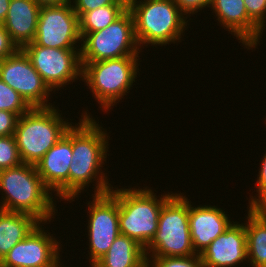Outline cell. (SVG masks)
Instances as JSON below:
<instances>
[{
	"label": "cell",
	"instance_id": "9",
	"mask_svg": "<svg viewBox=\"0 0 266 267\" xmlns=\"http://www.w3.org/2000/svg\"><path fill=\"white\" fill-rule=\"evenodd\" d=\"M21 49L52 91L82 79L80 48H51L31 42Z\"/></svg>",
	"mask_w": 266,
	"mask_h": 267
},
{
	"label": "cell",
	"instance_id": "33",
	"mask_svg": "<svg viewBox=\"0 0 266 267\" xmlns=\"http://www.w3.org/2000/svg\"><path fill=\"white\" fill-rule=\"evenodd\" d=\"M10 1L11 0H0V25L3 24L6 18L9 5H10Z\"/></svg>",
	"mask_w": 266,
	"mask_h": 267
},
{
	"label": "cell",
	"instance_id": "29",
	"mask_svg": "<svg viewBox=\"0 0 266 267\" xmlns=\"http://www.w3.org/2000/svg\"><path fill=\"white\" fill-rule=\"evenodd\" d=\"M180 12L188 18L206 7H211L213 0H173ZM188 14V15H187ZM187 15V16H186Z\"/></svg>",
	"mask_w": 266,
	"mask_h": 267
},
{
	"label": "cell",
	"instance_id": "1",
	"mask_svg": "<svg viewBox=\"0 0 266 267\" xmlns=\"http://www.w3.org/2000/svg\"><path fill=\"white\" fill-rule=\"evenodd\" d=\"M88 114L84 111L78 124L72 126L73 154L69 169V202L74 201L75 197L94 181H97L94 194L108 193L113 187L107 179V173L105 175L101 169L107 160L110 136L93 116Z\"/></svg>",
	"mask_w": 266,
	"mask_h": 267
},
{
	"label": "cell",
	"instance_id": "15",
	"mask_svg": "<svg viewBox=\"0 0 266 267\" xmlns=\"http://www.w3.org/2000/svg\"><path fill=\"white\" fill-rule=\"evenodd\" d=\"M232 222L200 254L203 267H236L248 260L245 224Z\"/></svg>",
	"mask_w": 266,
	"mask_h": 267
},
{
	"label": "cell",
	"instance_id": "18",
	"mask_svg": "<svg viewBox=\"0 0 266 267\" xmlns=\"http://www.w3.org/2000/svg\"><path fill=\"white\" fill-rule=\"evenodd\" d=\"M40 6L35 0H11L3 26L21 49L35 39Z\"/></svg>",
	"mask_w": 266,
	"mask_h": 267
},
{
	"label": "cell",
	"instance_id": "22",
	"mask_svg": "<svg viewBox=\"0 0 266 267\" xmlns=\"http://www.w3.org/2000/svg\"><path fill=\"white\" fill-rule=\"evenodd\" d=\"M128 8L125 5H107L93 11L85 12L79 18V32L81 39L87 34L100 31L112 24Z\"/></svg>",
	"mask_w": 266,
	"mask_h": 267
},
{
	"label": "cell",
	"instance_id": "23",
	"mask_svg": "<svg viewBox=\"0 0 266 267\" xmlns=\"http://www.w3.org/2000/svg\"><path fill=\"white\" fill-rule=\"evenodd\" d=\"M31 109L32 107L18 92L0 79V110H7L21 116Z\"/></svg>",
	"mask_w": 266,
	"mask_h": 267
},
{
	"label": "cell",
	"instance_id": "5",
	"mask_svg": "<svg viewBox=\"0 0 266 267\" xmlns=\"http://www.w3.org/2000/svg\"><path fill=\"white\" fill-rule=\"evenodd\" d=\"M60 112L53 104L32 108L19 117L14 137L23 163L36 165L72 127Z\"/></svg>",
	"mask_w": 266,
	"mask_h": 267
},
{
	"label": "cell",
	"instance_id": "6",
	"mask_svg": "<svg viewBox=\"0 0 266 267\" xmlns=\"http://www.w3.org/2000/svg\"><path fill=\"white\" fill-rule=\"evenodd\" d=\"M138 57V58H137ZM139 56H123L95 62H81L82 79L106 113L129 93L139 73ZM138 72V73H137ZM129 90V91H128Z\"/></svg>",
	"mask_w": 266,
	"mask_h": 267
},
{
	"label": "cell",
	"instance_id": "34",
	"mask_svg": "<svg viewBox=\"0 0 266 267\" xmlns=\"http://www.w3.org/2000/svg\"><path fill=\"white\" fill-rule=\"evenodd\" d=\"M124 4L127 8L135 1V0H116Z\"/></svg>",
	"mask_w": 266,
	"mask_h": 267
},
{
	"label": "cell",
	"instance_id": "12",
	"mask_svg": "<svg viewBox=\"0 0 266 267\" xmlns=\"http://www.w3.org/2000/svg\"><path fill=\"white\" fill-rule=\"evenodd\" d=\"M71 3L40 8L33 41L36 45L51 48L79 47L76 44L81 41L79 17Z\"/></svg>",
	"mask_w": 266,
	"mask_h": 267
},
{
	"label": "cell",
	"instance_id": "7",
	"mask_svg": "<svg viewBox=\"0 0 266 267\" xmlns=\"http://www.w3.org/2000/svg\"><path fill=\"white\" fill-rule=\"evenodd\" d=\"M174 193L162 206L158 229L145 248L146 257H187L196 255L189 228V200Z\"/></svg>",
	"mask_w": 266,
	"mask_h": 267
},
{
	"label": "cell",
	"instance_id": "11",
	"mask_svg": "<svg viewBox=\"0 0 266 267\" xmlns=\"http://www.w3.org/2000/svg\"><path fill=\"white\" fill-rule=\"evenodd\" d=\"M0 79L18 92L32 108L52 107V90L22 49L0 61Z\"/></svg>",
	"mask_w": 266,
	"mask_h": 267
},
{
	"label": "cell",
	"instance_id": "16",
	"mask_svg": "<svg viewBox=\"0 0 266 267\" xmlns=\"http://www.w3.org/2000/svg\"><path fill=\"white\" fill-rule=\"evenodd\" d=\"M216 20L237 37L248 50L255 49L263 31L248 17L243 0H213L210 7Z\"/></svg>",
	"mask_w": 266,
	"mask_h": 267
},
{
	"label": "cell",
	"instance_id": "28",
	"mask_svg": "<svg viewBox=\"0 0 266 267\" xmlns=\"http://www.w3.org/2000/svg\"><path fill=\"white\" fill-rule=\"evenodd\" d=\"M73 8L80 18L85 12L107 5H124L116 0H72Z\"/></svg>",
	"mask_w": 266,
	"mask_h": 267
},
{
	"label": "cell",
	"instance_id": "14",
	"mask_svg": "<svg viewBox=\"0 0 266 267\" xmlns=\"http://www.w3.org/2000/svg\"><path fill=\"white\" fill-rule=\"evenodd\" d=\"M72 127L35 165L43 184L69 201V169L72 162Z\"/></svg>",
	"mask_w": 266,
	"mask_h": 267
},
{
	"label": "cell",
	"instance_id": "21",
	"mask_svg": "<svg viewBox=\"0 0 266 267\" xmlns=\"http://www.w3.org/2000/svg\"><path fill=\"white\" fill-rule=\"evenodd\" d=\"M40 222L31 215L0 210V261Z\"/></svg>",
	"mask_w": 266,
	"mask_h": 267
},
{
	"label": "cell",
	"instance_id": "32",
	"mask_svg": "<svg viewBox=\"0 0 266 267\" xmlns=\"http://www.w3.org/2000/svg\"><path fill=\"white\" fill-rule=\"evenodd\" d=\"M35 2L40 6H59L63 5L69 2H72L71 0H35Z\"/></svg>",
	"mask_w": 266,
	"mask_h": 267
},
{
	"label": "cell",
	"instance_id": "2",
	"mask_svg": "<svg viewBox=\"0 0 266 267\" xmlns=\"http://www.w3.org/2000/svg\"><path fill=\"white\" fill-rule=\"evenodd\" d=\"M1 190L5 196H1L0 210L31 215L44 225L56 215L53 194L33 164L0 170Z\"/></svg>",
	"mask_w": 266,
	"mask_h": 267
},
{
	"label": "cell",
	"instance_id": "3",
	"mask_svg": "<svg viewBox=\"0 0 266 267\" xmlns=\"http://www.w3.org/2000/svg\"><path fill=\"white\" fill-rule=\"evenodd\" d=\"M128 9L134 19V33L140 50L144 44L157 47L181 42L189 25V20L173 0H135Z\"/></svg>",
	"mask_w": 266,
	"mask_h": 267
},
{
	"label": "cell",
	"instance_id": "26",
	"mask_svg": "<svg viewBox=\"0 0 266 267\" xmlns=\"http://www.w3.org/2000/svg\"><path fill=\"white\" fill-rule=\"evenodd\" d=\"M256 188L257 193L256 196H250L251 198L248 200V207H266V152L261 160L260 169L258 170Z\"/></svg>",
	"mask_w": 266,
	"mask_h": 267
},
{
	"label": "cell",
	"instance_id": "19",
	"mask_svg": "<svg viewBox=\"0 0 266 267\" xmlns=\"http://www.w3.org/2000/svg\"><path fill=\"white\" fill-rule=\"evenodd\" d=\"M145 248L136 240L119 234L106 254L92 267H146Z\"/></svg>",
	"mask_w": 266,
	"mask_h": 267
},
{
	"label": "cell",
	"instance_id": "25",
	"mask_svg": "<svg viewBox=\"0 0 266 267\" xmlns=\"http://www.w3.org/2000/svg\"><path fill=\"white\" fill-rule=\"evenodd\" d=\"M146 267H203L200 255L187 257H147Z\"/></svg>",
	"mask_w": 266,
	"mask_h": 267
},
{
	"label": "cell",
	"instance_id": "10",
	"mask_svg": "<svg viewBox=\"0 0 266 267\" xmlns=\"http://www.w3.org/2000/svg\"><path fill=\"white\" fill-rule=\"evenodd\" d=\"M92 195L93 200L86 203L89 207L87 229L91 267L106 254L120 234L118 199L111 192Z\"/></svg>",
	"mask_w": 266,
	"mask_h": 267
},
{
	"label": "cell",
	"instance_id": "27",
	"mask_svg": "<svg viewBox=\"0 0 266 267\" xmlns=\"http://www.w3.org/2000/svg\"><path fill=\"white\" fill-rule=\"evenodd\" d=\"M248 17L263 31L266 19V0H243Z\"/></svg>",
	"mask_w": 266,
	"mask_h": 267
},
{
	"label": "cell",
	"instance_id": "20",
	"mask_svg": "<svg viewBox=\"0 0 266 267\" xmlns=\"http://www.w3.org/2000/svg\"><path fill=\"white\" fill-rule=\"evenodd\" d=\"M247 256L252 267H266V207H247Z\"/></svg>",
	"mask_w": 266,
	"mask_h": 267
},
{
	"label": "cell",
	"instance_id": "31",
	"mask_svg": "<svg viewBox=\"0 0 266 267\" xmlns=\"http://www.w3.org/2000/svg\"><path fill=\"white\" fill-rule=\"evenodd\" d=\"M20 48L12 40L9 33L6 31L3 25H0V61L4 58L13 55Z\"/></svg>",
	"mask_w": 266,
	"mask_h": 267
},
{
	"label": "cell",
	"instance_id": "8",
	"mask_svg": "<svg viewBox=\"0 0 266 267\" xmlns=\"http://www.w3.org/2000/svg\"><path fill=\"white\" fill-rule=\"evenodd\" d=\"M81 43V62L138 56L142 52L135 38L134 19L129 9L106 28L87 33Z\"/></svg>",
	"mask_w": 266,
	"mask_h": 267
},
{
	"label": "cell",
	"instance_id": "30",
	"mask_svg": "<svg viewBox=\"0 0 266 267\" xmlns=\"http://www.w3.org/2000/svg\"><path fill=\"white\" fill-rule=\"evenodd\" d=\"M19 115L7 110H0V137L14 135Z\"/></svg>",
	"mask_w": 266,
	"mask_h": 267
},
{
	"label": "cell",
	"instance_id": "17",
	"mask_svg": "<svg viewBox=\"0 0 266 267\" xmlns=\"http://www.w3.org/2000/svg\"><path fill=\"white\" fill-rule=\"evenodd\" d=\"M225 211L217 206L193 207L189 201V228L196 254H201L210 243L232 224Z\"/></svg>",
	"mask_w": 266,
	"mask_h": 267
},
{
	"label": "cell",
	"instance_id": "24",
	"mask_svg": "<svg viewBox=\"0 0 266 267\" xmlns=\"http://www.w3.org/2000/svg\"><path fill=\"white\" fill-rule=\"evenodd\" d=\"M22 163L14 135L0 137V170L14 168Z\"/></svg>",
	"mask_w": 266,
	"mask_h": 267
},
{
	"label": "cell",
	"instance_id": "4",
	"mask_svg": "<svg viewBox=\"0 0 266 267\" xmlns=\"http://www.w3.org/2000/svg\"><path fill=\"white\" fill-rule=\"evenodd\" d=\"M116 188L110 192L118 199L120 234L136 240L144 248L154 238L158 229L163 204L174 194L166 193L159 199L152 189L144 187Z\"/></svg>",
	"mask_w": 266,
	"mask_h": 267
},
{
	"label": "cell",
	"instance_id": "13",
	"mask_svg": "<svg viewBox=\"0 0 266 267\" xmlns=\"http://www.w3.org/2000/svg\"><path fill=\"white\" fill-rule=\"evenodd\" d=\"M41 224L3 257L0 267H61V243Z\"/></svg>",
	"mask_w": 266,
	"mask_h": 267
}]
</instances>
